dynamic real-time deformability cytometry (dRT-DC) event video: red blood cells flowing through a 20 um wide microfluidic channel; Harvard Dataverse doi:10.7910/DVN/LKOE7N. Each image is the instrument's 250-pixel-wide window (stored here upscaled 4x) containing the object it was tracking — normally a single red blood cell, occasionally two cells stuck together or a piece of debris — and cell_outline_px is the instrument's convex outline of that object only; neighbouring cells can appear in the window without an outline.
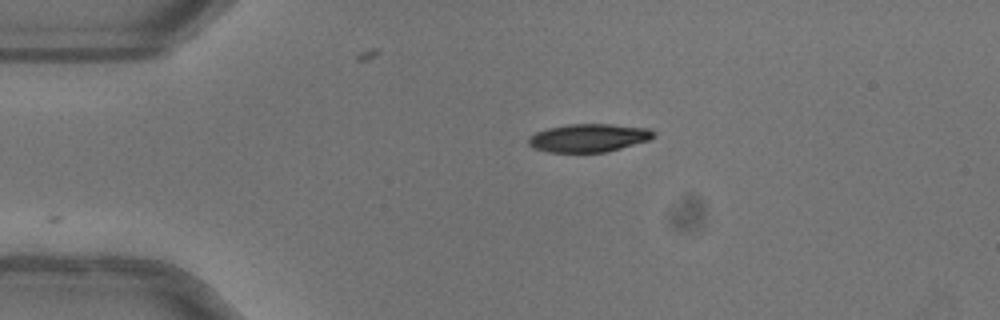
{"species": "common noctule bat (a hibernating species)", "species_latin": "Nyctalus noctula", "temperature_condition": "warm", "stored_images_in_passage": 18, "camera_frame_rate_fps": 3000, "um_per_image_px": 0.085, "animal": {"sex": "female"}, "frame": {"image": 1, "passage_image": 1, "time_ms": 0.0, "image_size_px": [1000, 320], "cell_outline_px": [[656, 136], [648, 140], [620, 148], [604, 152], [548, 152], [532, 148], [528, 144], [528, 136], [536, 132], [548, 128], [568, 124], [612, 124], [648, 128], [656, 132]], "centroid_in_image_um": [50.01, 11.71], "position_along_channel_um": 35.0, "area_um2": 20.58}}
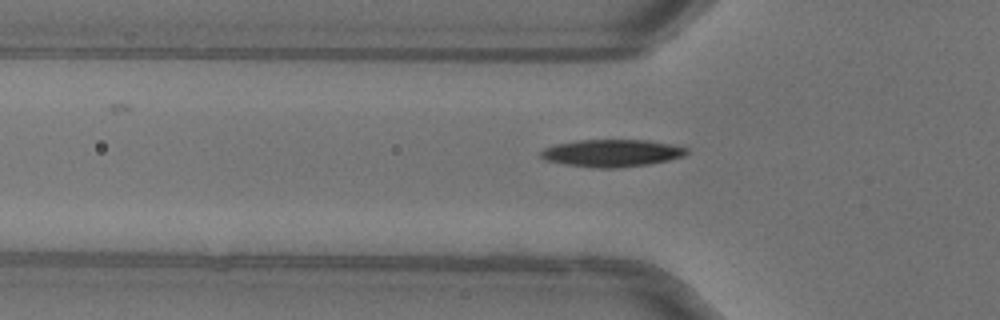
{"frame": {"image": 2, "passage_image": 7, "time_ms": 2.0, "image_size_px": [1000, 320], "cell_outline_px": [[688, 152], [684, 156], [668, 160], [648, 164], [616, 168], [592, 168], [568, 164], [548, 160], [540, 156], [540, 152], [544, 148], [556, 144], [576, 140], [648, 140], [688, 148]], "centroid_in_image_um": [52.01, 13.01], "position_along_channel_um": 73.8, "area_um2": 23.0}}